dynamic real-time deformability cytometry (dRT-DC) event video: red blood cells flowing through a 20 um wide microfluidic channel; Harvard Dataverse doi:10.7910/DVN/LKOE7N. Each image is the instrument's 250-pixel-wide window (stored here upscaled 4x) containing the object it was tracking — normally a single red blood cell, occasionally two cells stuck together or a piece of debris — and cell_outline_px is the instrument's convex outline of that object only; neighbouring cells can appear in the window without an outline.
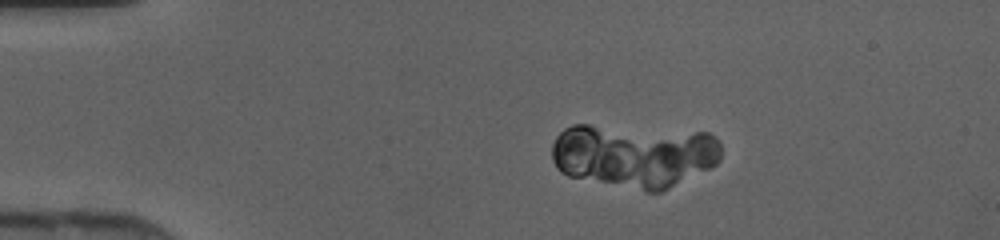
{"species": "human", "species_latin": "Homo sapiens", "temperature_condition": "cold", "stored_images_in_passage": 46, "camera_frame_rate_fps": 3000, "um_per_image_px": 0.085, "donor": {"sex": "female"}, "frame": {"image": 1, "passage_image": 9, "time_ms": 2.667, "image_size_px": [1000, 240], "cell_outline_px": [[720, 160], [716, 164], [660, 192], [648, 192], [568, 176], [560, 172], [552, 160], [552, 144], [556, 136], [564, 128], [572, 124], [588, 124], [708, 132], [720, 144]], "centroid_in_image_um": [53.85, 13.19], "position_along_channel_um": 31.2, "area_um2": 63.12}}
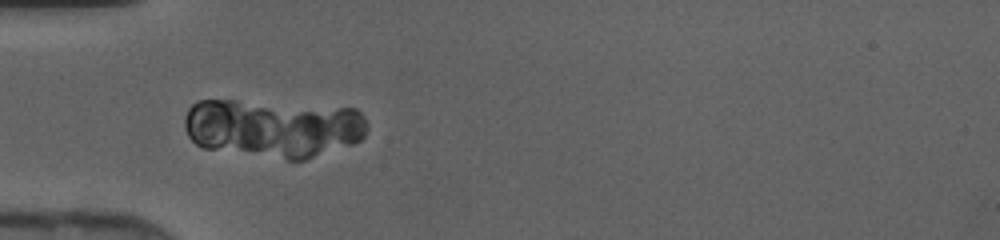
{"frame": {"image": 2, "passage_image": 15, "time_ms": 4.667, "image_size_px": [1000, 240], "cell_outline_px": [[364, 136], [360, 140], [352, 144], [304, 160], [288, 160], [204, 148], [196, 144], [188, 136], [184, 128], [184, 116], [188, 108], [192, 104], [200, 100], [232, 100], [356, 108], [364, 116]], "centroid_in_image_um": [23.17, 10.89], "position_along_channel_um": 61.8, "area_um2": 62.25}}
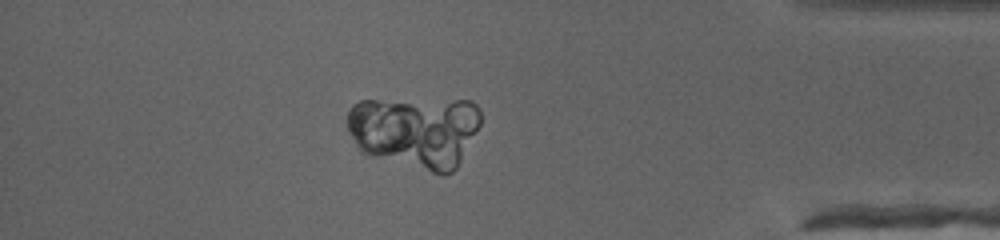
{"frame": {"image": 3, "passage_image": 41, "time_ms": 13.333, "image_size_px": [1000, 240], "cell_outline_px": [[480, 124], [456, 168], [452, 172], [444, 176], [360, 152], [348, 128], [348, 112], [352, 104], [360, 100], [472, 100], [476, 104], [480, 112]], "centroid_in_image_um": [35.3, 11.16], "position_along_channel_um": 399.9, "area_um2": 55.95}}